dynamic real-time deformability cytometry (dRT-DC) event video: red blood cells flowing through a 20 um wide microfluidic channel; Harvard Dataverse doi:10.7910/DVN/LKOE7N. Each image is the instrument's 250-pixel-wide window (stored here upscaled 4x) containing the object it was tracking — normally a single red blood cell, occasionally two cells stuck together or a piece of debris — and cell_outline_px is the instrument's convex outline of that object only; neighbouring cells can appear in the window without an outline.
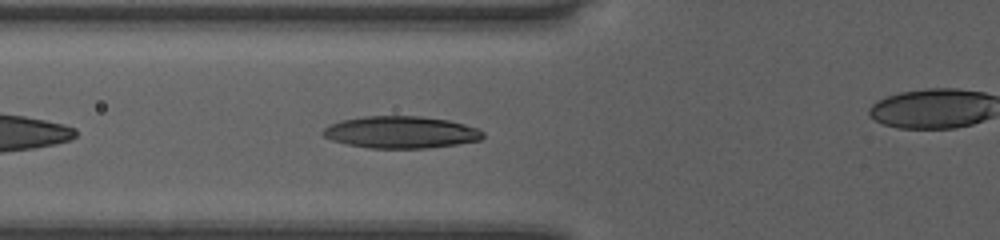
{"species": "human", "species_latin": "Homo sapiens", "temperature_condition": "room temperature", "stored_images_in_passage": 30, "camera_frame_rate_fps": 3000, "um_per_image_px": 0.085, "donor": {"sex": "female"}, "frame": {"image": 1, "passage_image": 4, "time_ms": 1.0, "image_size_px": [1000, 240], "cell_outline_px": [[484, 136], [480, 140], [456, 144], [428, 148], [372, 148], [348, 144], [332, 140], [324, 136], [320, 132], [324, 128], [340, 120], [364, 116], [420, 116], [448, 120], [480, 128], [484, 132]], "centroid_in_image_um": [34.1, 11.23], "position_along_channel_um": 91.7, "area_um2": 29.82}}
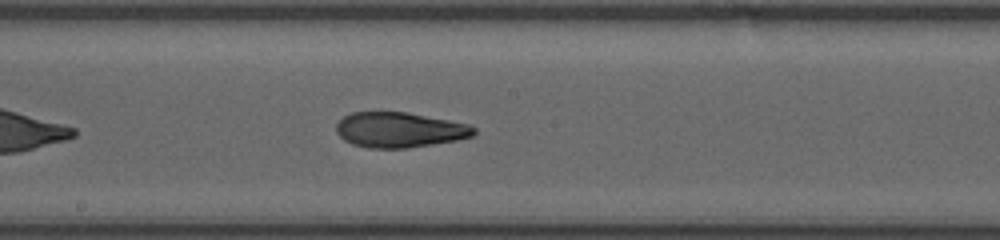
{"frame": {"image": 2, "passage_image": 13, "time_ms": 4.0, "image_size_px": [1000, 240], "cell_outline_px": [[476, 132], [472, 136], [456, 140], [408, 148], [368, 148], [352, 144], [344, 140], [336, 132], [336, 124], [344, 116], [352, 112], [408, 112], [472, 124], [476, 128]], "centroid_in_image_um": [33.98, 11.03], "position_along_channel_um": 214.2, "area_um2": 28.44}}
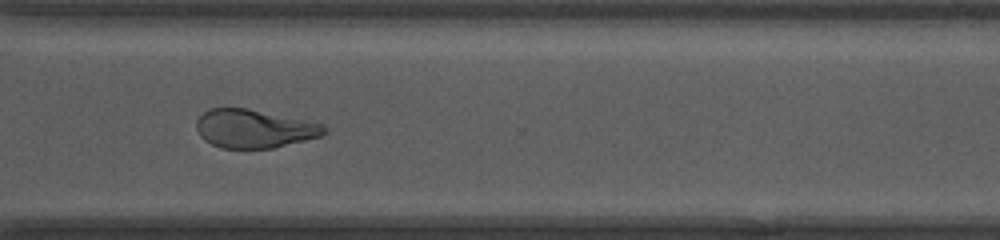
{"frame": {"image": 3, "passage_image": 23, "time_ms": 7.333, "image_size_px": [1000, 240], "cell_outline_px": [[328, 132], [320, 136], [272, 148], [220, 148], [204, 140], [200, 136], [196, 128], [196, 120], [208, 108], [248, 108], [324, 124]], "centroid_in_image_um": [21.58, 10.93], "position_along_channel_um": 349.0, "area_um2": 28.55}}